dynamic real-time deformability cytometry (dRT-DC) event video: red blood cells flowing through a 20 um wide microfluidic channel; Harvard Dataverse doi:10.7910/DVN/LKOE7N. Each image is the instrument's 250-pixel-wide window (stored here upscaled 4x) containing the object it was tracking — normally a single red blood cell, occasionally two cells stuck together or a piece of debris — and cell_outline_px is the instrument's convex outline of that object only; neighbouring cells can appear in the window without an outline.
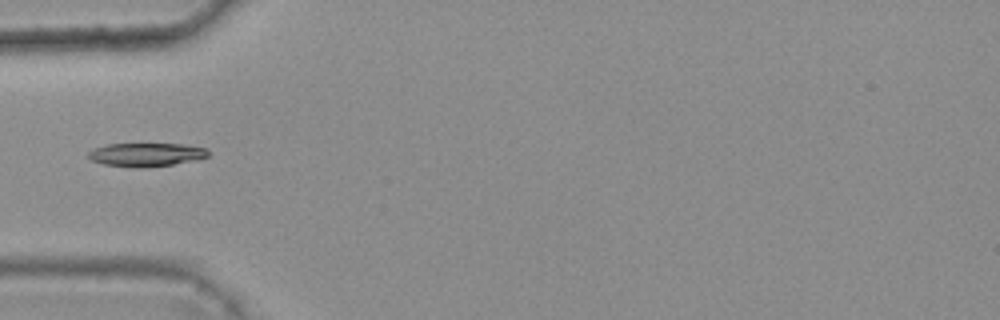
{"species": "common noctule bat (a hibernating species)", "species_latin": "Nyctalus noctula", "temperature_condition": "warm", "stored_images_in_passage": 7, "camera_frame_rate_fps": 3000, "um_per_image_px": 0.085, "animal": {"sex": "female", "body_mass_g": 25.1}, "frame": {"image": 1, "passage_image": 4, "time_ms": 1.0, "image_size_px": [1000, 320], "cell_outline_px": [[208, 156], [196, 160], [172, 164], [140, 168], [136, 168], [104, 164], [92, 160], [88, 156], [88, 152], [92, 148], [104, 144], [184, 144], [208, 148]], "centroid_in_image_um": [12.41, 13.13], "position_along_channel_um": 72.6, "area_um2": 16.47}}
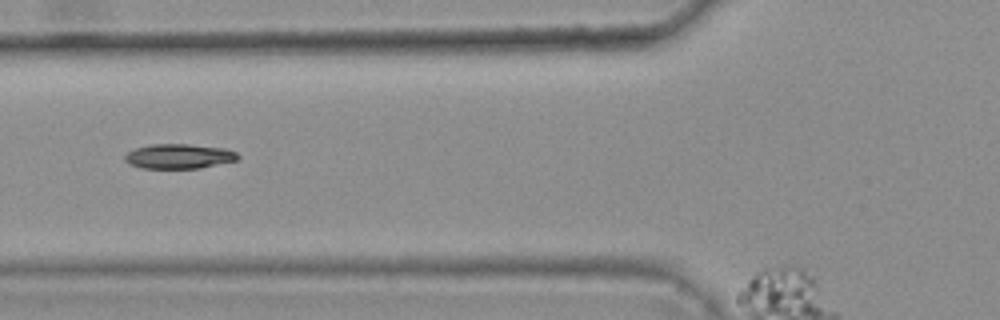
{"frame": {"image": 2, "passage_image": 5, "time_ms": 1.333, "image_size_px": [1000, 320], "cell_outline_px": [[240, 156], [236, 160], [200, 168], [144, 168], [132, 164], [124, 160], [124, 156], [128, 152], [136, 148], [152, 144], [188, 144], [224, 148], [236, 152]], "centroid_in_image_um": [15.22, 13.28], "position_along_channel_um": 110.6, "area_um2": 16.07}}
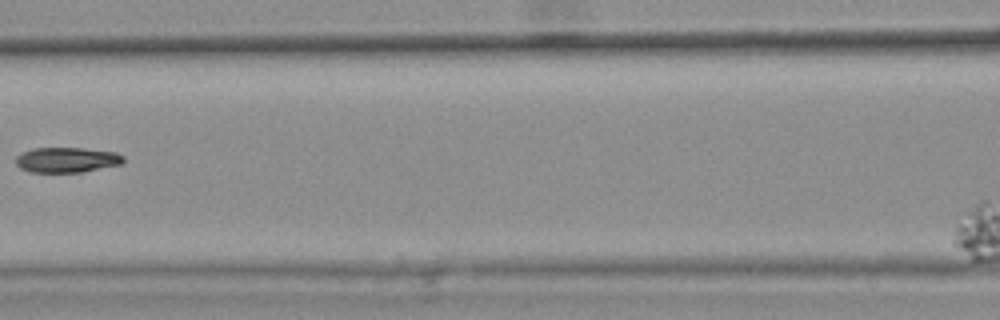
{"frame": {"image": 3, "passage_image": 6, "time_ms": 1.667, "image_size_px": [1000, 320], "cell_outline_px": [[124, 160], [120, 164], [80, 172], [32, 172], [20, 168], [16, 164], [16, 156], [32, 148], [84, 148], [116, 152], [124, 156]], "centroid_in_image_um": [5.67, 13.58], "position_along_channel_um": 160.9, "area_um2": 15.66}}